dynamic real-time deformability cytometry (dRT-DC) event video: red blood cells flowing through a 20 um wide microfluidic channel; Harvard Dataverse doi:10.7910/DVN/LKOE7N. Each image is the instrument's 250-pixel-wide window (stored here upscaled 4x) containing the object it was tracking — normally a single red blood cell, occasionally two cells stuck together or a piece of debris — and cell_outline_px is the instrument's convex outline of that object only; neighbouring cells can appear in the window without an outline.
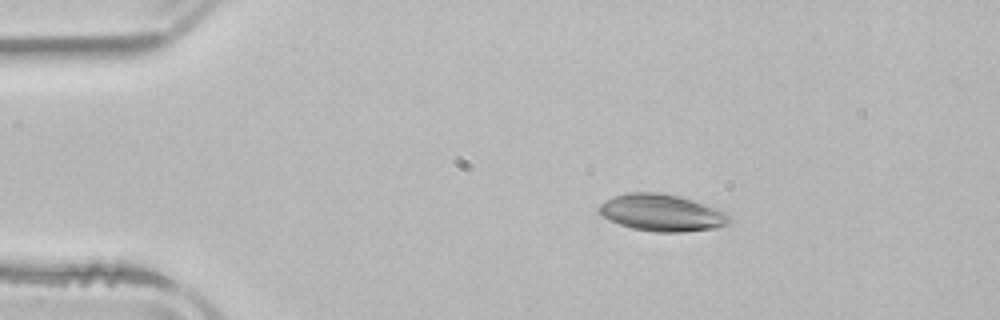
{"species": "common noctule bat (a hibernating species)", "species_latin": "Nyctalus noctula", "temperature_condition": "room temperature", "stored_images_in_passage": 2, "camera_frame_rate_fps": 3000, "um_per_image_px": 0.085, "animal": {"sex": "male", "body_mass_g": 21.5, "forearm_length_mm": 52.0}, "frame": {"image": 1, "passage_image": 1, "time_ms": 0.0, "image_size_px": [1000, 320], "cell_outline_px": [[732, 220], [728, 224], [716, 228], [684, 232], [656, 232], [632, 228], [620, 224], [604, 216], [596, 208], [600, 204], [616, 196], [628, 192], [660, 192], [692, 200], [728, 212], [732, 216]], "centroid_in_image_um": [56.32, 18.09], "position_along_channel_um": 28.7, "area_um2": 27.92}}